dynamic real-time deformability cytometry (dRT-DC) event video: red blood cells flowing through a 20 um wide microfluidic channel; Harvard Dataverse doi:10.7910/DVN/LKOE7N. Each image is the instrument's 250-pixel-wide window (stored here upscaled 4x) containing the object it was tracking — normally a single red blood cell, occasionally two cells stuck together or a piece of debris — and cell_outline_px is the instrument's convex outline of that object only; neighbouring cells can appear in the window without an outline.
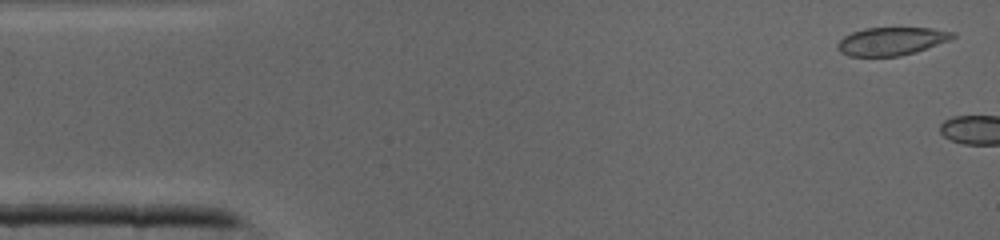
{"species": "common noctule bat (a hibernating species)", "species_latin": "Nyctalus noctula", "temperature_condition": "cold", "stored_images_in_passage": 3, "camera_frame_rate_fps": 3000, "um_per_image_px": 0.085, "animal": {"sex": "male", "body_mass_g": 19.0, "forearm_length_mm": 50.8}, "frame": {"image": 1, "passage_image": 1, "time_ms": 0.0, "image_size_px": [1000, 240], "cell_outline_px": [[956, 36], [952, 40], [916, 52], [900, 56], [848, 56], [840, 52], [836, 48], [836, 44], [844, 36], [852, 32], [864, 28], [932, 28], [956, 32]], "centroid_in_image_um": [75.8, 3.5], "position_along_channel_um": 9.2, "area_um2": 19.07}}